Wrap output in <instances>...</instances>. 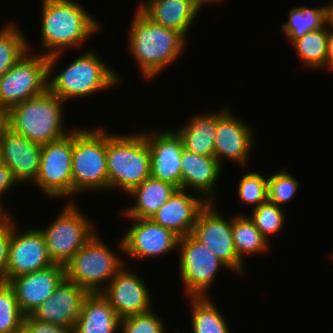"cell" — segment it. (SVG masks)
Masks as SVG:
<instances>
[{
  "instance_id": "cell-12",
  "label": "cell",
  "mask_w": 333,
  "mask_h": 333,
  "mask_svg": "<svg viewBox=\"0 0 333 333\" xmlns=\"http://www.w3.org/2000/svg\"><path fill=\"white\" fill-rule=\"evenodd\" d=\"M215 204L208 203L199 212L191 235L208 247L230 268V271L244 276L246 266L236 253L232 232V217L230 220L226 219Z\"/></svg>"
},
{
  "instance_id": "cell-41",
  "label": "cell",
  "mask_w": 333,
  "mask_h": 333,
  "mask_svg": "<svg viewBox=\"0 0 333 333\" xmlns=\"http://www.w3.org/2000/svg\"><path fill=\"white\" fill-rule=\"evenodd\" d=\"M325 69H327V71L333 70V32L329 33L328 52Z\"/></svg>"
},
{
  "instance_id": "cell-32",
  "label": "cell",
  "mask_w": 333,
  "mask_h": 333,
  "mask_svg": "<svg viewBox=\"0 0 333 333\" xmlns=\"http://www.w3.org/2000/svg\"><path fill=\"white\" fill-rule=\"evenodd\" d=\"M250 212L248 217L268 242L271 240L269 238L277 235L286 224L284 209L268 200L260 206L252 208Z\"/></svg>"
},
{
  "instance_id": "cell-43",
  "label": "cell",
  "mask_w": 333,
  "mask_h": 333,
  "mask_svg": "<svg viewBox=\"0 0 333 333\" xmlns=\"http://www.w3.org/2000/svg\"><path fill=\"white\" fill-rule=\"evenodd\" d=\"M192 3L198 8V10H202V7L205 5H210V4H219L220 2H224V0H191Z\"/></svg>"
},
{
  "instance_id": "cell-14",
  "label": "cell",
  "mask_w": 333,
  "mask_h": 333,
  "mask_svg": "<svg viewBox=\"0 0 333 333\" xmlns=\"http://www.w3.org/2000/svg\"><path fill=\"white\" fill-rule=\"evenodd\" d=\"M133 223L121 236L123 256L139 260L177 252L179 237L151 218H127Z\"/></svg>"
},
{
  "instance_id": "cell-23",
  "label": "cell",
  "mask_w": 333,
  "mask_h": 333,
  "mask_svg": "<svg viewBox=\"0 0 333 333\" xmlns=\"http://www.w3.org/2000/svg\"><path fill=\"white\" fill-rule=\"evenodd\" d=\"M137 7L154 23L177 31L185 39L201 13L191 0H141Z\"/></svg>"
},
{
  "instance_id": "cell-34",
  "label": "cell",
  "mask_w": 333,
  "mask_h": 333,
  "mask_svg": "<svg viewBox=\"0 0 333 333\" xmlns=\"http://www.w3.org/2000/svg\"><path fill=\"white\" fill-rule=\"evenodd\" d=\"M236 192L241 205L256 208L268 200V177L259 172H247L241 177Z\"/></svg>"
},
{
  "instance_id": "cell-22",
  "label": "cell",
  "mask_w": 333,
  "mask_h": 333,
  "mask_svg": "<svg viewBox=\"0 0 333 333\" xmlns=\"http://www.w3.org/2000/svg\"><path fill=\"white\" fill-rule=\"evenodd\" d=\"M207 204L201 196L177 189L151 219L182 238L191 234L199 212Z\"/></svg>"
},
{
  "instance_id": "cell-27",
  "label": "cell",
  "mask_w": 333,
  "mask_h": 333,
  "mask_svg": "<svg viewBox=\"0 0 333 333\" xmlns=\"http://www.w3.org/2000/svg\"><path fill=\"white\" fill-rule=\"evenodd\" d=\"M234 246L239 259L245 264V257L265 254L270 244L256 228L247 213L232 216Z\"/></svg>"
},
{
  "instance_id": "cell-11",
  "label": "cell",
  "mask_w": 333,
  "mask_h": 333,
  "mask_svg": "<svg viewBox=\"0 0 333 333\" xmlns=\"http://www.w3.org/2000/svg\"><path fill=\"white\" fill-rule=\"evenodd\" d=\"M28 52L0 78V106L14 105L48 90L47 56Z\"/></svg>"
},
{
  "instance_id": "cell-30",
  "label": "cell",
  "mask_w": 333,
  "mask_h": 333,
  "mask_svg": "<svg viewBox=\"0 0 333 333\" xmlns=\"http://www.w3.org/2000/svg\"><path fill=\"white\" fill-rule=\"evenodd\" d=\"M288 21L283 23L282 31L292 44L307 32L322 28L327 20V3L321 7L294 6L289 10Z\"/></svg>"
},
{
  "instance_id": "cell-8",
  "label": "cell",
  "mask_w": 333,
  "mask_h": 333,
  "mask_svg": "<svg viewBox=\"0 0 333 333\" xmlns=\"http://www.w3.org/2000/svg\"><path fill=\"white\" fill-rule=\"evenodd\" d=\"M67 201L69 203L57 218L45 227H38L45 238L50 259L63 266L98 231L73 199Z\"/></svg>"
},
{
  "instance_id": "cell-35",
  "label": "cell",
  "mask_w": 333,
  "mask_h": 333,
  "mask_svg": "<svg viewBox=\"0 0 333 333\" xmlns=\"http://www.w3.org/2000/svg\"><path fill=\"white\" fill-rule=\"evenodd\" d=\"M300 187L299 179L284 167L281 171L268 176V201L282 207L290 203Z\"/></svg>"
},
{
  "instance_id": "cell-16",
  "label": "cell",
  "mask_w": 333,
  "mask_h": 333,
  "mask_svg": "<svg viewBox=\"0 0 333 333\" xmlns=\"http://www.w3.org/2000/svg\"><path fill=\"white\" fill-rule=\"evenodd\" d=\"M146 131L150 150V176L182 189V139L174 129Z\"/></svg>"
},
{
  "instance_id": "cell-5",
  "label": "cell",
  "mask_w": 333,
  "mask_h": 333,
  "mask_svg": "<svg viewBox=\"0 0 333 333\" xmlns=\"http://www.w3.org/2000/svg\"><path fill=\"white\" fill-rule=\"evenodd\" d=\"M64 103L49 90L27 99L9 109V128L40 145L62 138L73 130L65 126Z\"/></svg>"
},
{
  "instance_id": "cell-13",
  "label": "cell",
  "mask_w": 333,
  "mask_h": 333,
  "mask_svg": "<svg viewBox=\"0 0 333 333\" xmlns=\"http://www.w3.org/2000/svg\"><path fill=\"white\" fill-rule=\"evenodd\" d=\"M18 225L16 218L11 217L6 282L14 277L32 273L54 264L49 257L41 230L35 227L21 229L17 227Z\"/></svg>"
},
{
  "instance_id": "cell-21",
  "label": "cell",
  "mask_w": 333,
  "mask_h": 333,
  "mask_svg": "<svg viewBox=\"0 0 333 333\" xmlns=\"http://www.w3.org/2000/svg\"><path fill=\"white\" fill-rule=\"evenodd\" d=\"M215 156H203L183 148L181 155L182 189L201 196L207 203H216L215 196L221 170ZM216 189V190H215Z\"/></svg>"
},
{
  "instance_id": "cell-25",
  "label": "cell",
  "mask_w": 333,
  "mask_h": 333,
  "mask_svg": "<svg viewBox=\"0 0 333 333\" xmlns=\"http://www.w3.org/2000/svg\"><path fill=\"white\" fill-rule=\"evenodd\" d=\"M121 318L101 293H89L82 304L74 333H116Z\"/></svg>"
},
{
  "instance_id": "cell-36",
  "label": "cell",
  "mask_w": 333,
  "mask_h": 333,
  "mask_svg": "<svg viewBox=\"0 0 333 333\" xmlns=\"http://www.w3.org/2000/svg\"><path fill=\"white\" fill-rule=\"evenodd\" d=\"M153 309L149 312L121 318L122 333H166L164 320L156 315Z\"/></svg>"
},
{
  "instance_id": "cell-39",
  "label": "cell",
  "mask_w": 333,
  "mask_h": 333,
  "mask_svg": "<svg viewBox=\"0 0 333 333\" xmlns=\"http://www.w3.org/2000/svg\"><path fill=\"white\" fill-rule=\"evenodd\" d=\"M18 183L15 181L14 177L12 176L11 170L0 161V213L4 217H12L11 213L6 211V207L2 202V197L4 194L10 192L13 189V186L16 187Z\"/></svg>"
},
{
  "instance_id": "cell-45",
  "label": "cell",
  "mask_w": 333,
  "mask_h": 333,
  "mask_svg": "<svg viewBox=\"0 0 333 333\" xmlns=\"http://www.w3.org/2000/svg\"><path fill=\"white\" fill-rule=\"evenodd\" d=\"M3 218H4V216L0 213V220L3 219Z\"/></svg>"
},
{
  "instance_id": "cell-18",
  "label": "cell",
  "mask_w": 333,
  "mask_h": 333,
  "mask_svg": "<svg viewBox=\"0 0 333 333\" xmlns=\"http://www.w3.org/2000/svg\"><path fill=\"white\" fill-rule=\"evenodd\" d=\"M42 145L8 128L0 139V161L18 185L34 183L39 172ZM22 183V184H21Z\"/></svg>"
},
{
  "instance_id": "cell-7",
  "label": "cell",
  "mask_w": 333,
  "mask_h": 333,
  "mask_svg": "<svg viewBox=\"0 0 333 333\" xmlns=\"http://www.w3.org/2000/svg\"><path fill=\"white\" fill-rule=\"evenodd\" d=\"M73 196L85 191L108 190L106 129L73 128Z\"/></svg>"
},
{
  "instance_id": "cell-29",
  "label": "cell",
  "mask_w": 333,
  "mask_h": 333,
  "mask_svg": "<svg viewBox=\"0 0 333 333\" xmlns=\"http://www.w3.org/2000/svg\"><path fill=\"white\" fill-rule=\"evenodd\" d=\"M186 299L191 307L192 333H231L229 324L211 297Z\"/></svg>"
},
{
  "instance_id": "cell-15",
  "label": "cell",
  "mask_w": 333,
  "mask_h": 333,
  "mask_svg": "<svg viewBox=\"0 0 333 333\" xmlns=\"http://www.w3.org/2000/svg\"><path fill=\"white\" fill-rule=\"evenodd\" d=\"M125 265L100 292L120 318L152 310V294L143 277Z\"/></svg>"
},
{
  "instance_id": "cell-44",
  "label": "cell",
  "mask_w": 333,
  "mask_h": 333,
  "mask_svg": "<svg viewBox=\"0 0 333 333\" xmlns=\"http://www.w3.org/2000/svg\"><path fill=\"white\" fill-rule=\"evenodd\" d=\"M10 333H29L24 325Z\"/></svg>"
},
{
  "instance_id": "cell-17",
  "label": "cell",
  "mask_w": 333,
  "mask_h": 333,
  "mask_svg": "<svg viewBox=\"0 0 333 333\" xmlns=\"http://www.w3.org/2000/svg\"><path fill=\"white\" fill-rule=\"evenodd\" d=\"M228 109L218 120L215 134L214 156L222 165L225 160L247 166L255 139L251 126L233 115Z\"/></svg>"
},
{
  "instance_id": "cell-4",
  "label": "cell",
  "mask_w": 333,
  "mask_h": 333,
  "mask_svg": "<svg viewBox=\"0 0 333 333\" xmlns=\"http://www.w3.org/2000/svg\"><path fill=\"white\" fill-rule=\"evenodd\" d=\"M106 159L108 191L117 189L128 194L150 176L146 130L121 135L106 129Z\"/></svg>"
},
{
  "instance_id": "cell-38",
  "label": "cell",
  "mask_w": 333,
  "mask_h": 333,
  "mask_svg": "<svg viewBox=\"0 0 333 333\" xmlns=\"http://www.w3.org/2000/svg\"><path fill=\"white\" fill-rule=\"evenodd\" d=\"M23 325L29 333H74L72 328L41 322L30 315L25 316Z\"/></svg>"
},
{
  "instance_id": "cell-10",
  "label": "cell",
  "mask_w": 333,
  "mask_h": 333,
  "mask_svg": "<svg viewBox=\"0 0 333 333\" xmlns=\"http://www.w3.org/2000/svg\"><path fill=\"white\" fill-rule=\"evenodd\" d=\"M73 130L42 145L38 176L33 185L49 199L73 198Z\"/></svg>"
},
{
  "instance_id": "cell-3",
  "label": "cell",
  "mask_w": 333,
  "mask_h": 333,
  "mask_svg": "<svg viewBox=\"0 0 333 333\" xmlns=\"http://www.w3.org/2000/svg\"><path fill=\"white\" fill-rule=\"evenodd\" d=\"M128 31V49L145 80H153L181 57L186 39L154 23L138 7Z\"/></svg>"
},
{
  "instance_id": "cell-37",
  "label": "cell",
  "mask_w": 333,
  "mask_h": 333,
  "mask_svg": "<svg viewBox=\"0 0 333 333\" xmlns=\"http://www.w3.org/2000/svg\"><path fill=\"white\" fill-rule=\"evenodd\" d=\"M11 239V217L0 220V283L6 282L9 243Z\"/></svg>"
},
{
  "instance_id": "cell-31",
  "label": "cell",
  "mask_w": 333,
  "mask_h": 333,
  "mask_svg": "<svg viewBox=\"0 0 333 333\" xmlns=\"http://www.w3.org/2000/svg\"><path fill=\"white\" fill-rule=\"evenodd\" d=\"M0 29V78L25 54L31 51V43L18 24L9 22Z\"/></svg>"
},
{
  "instance_id": "cell-28",
  "label": "cell",
  "mask_w": 333,
  "mask_h": 333,
  "mask_svg": "<svg viewBox=\"0 0 333 333\" xmlns=\"http://www.w3.org/2000/svg\"><path fill=\"white\" fill-rule=\"evenodd\" d=\"M329 27L327 23L320 29L307 32L291 45L303 67L308 69H324L328 52Z\"/></svg>"
},
{
  "instance_id": "cell-33",
  "label": "cell",
  "mask_w": 333,
  "mask_h": 333,
  "mask_svg": "<svg viewBox=\"0 0 333 333\" xmlns=\"http://www.w3.org/2000/svg\"><path fill=\"white\" fill-rule=\"evenodd\" d=\"M25 315L17 303L14 289L0 283V333H10L23 325Z\"/></svg>"
},
{
  "instance_id": "cell-42",
  "label": "cell",
  "mask_w": 333,
  "mask_h": 333,
  "mask_svg": "<svg viewBox=\"0 0 333 333\" xmlns=\"http://www.w3.org/2000/svg\"><path fill=\"white\" fill-rule=\"evenodd\" d=\"M326 23L330 32H333V0L327 4V20Z\"/></svg>"
},
{
  "instance_id": "cell-24",
  "label": "cell",
  "mask_w": 333,
  "mask_h": 333,
  "mask_svg": "<svg viewBox=\"0 0 333 333\" xmlns=\"http://www.w3.org/2000/svg\"><path fill=\"white\" fill-rule=\"evenodd\" d=\"M229 109L216 112L195 113L185 122L186 125L173 129L182 139L184 149L203 156H214L217 120Z\"/></svg>"
},
{
  "instance_id": "cell-20",
  "label": "cell",
  "mask_w": 333,
  "mask_h": 333,
  "mask_svg": "<svg viewBox=\"0 0 333 333\" xmlns=\"http://www.w3.org/2000/svg\"><path fill=\"white\" fill-rule=\"evenodd\" d=\"M64 278V266L53 264L35 272L14 277L8 283L14 289L22 313L27 316L51 296Z\"/></svg>"
},
{
  "instance_id": "cell-6",
  "label": "cell",
  "mask_w": 333,
  "mask_h": 333,
  "mask_svg": "<svg viewBox=\"0 0 333 333\" xmlns=\"http://www.w3.org/2000/svg\"><path fill=\"white\" fill-rule=\"evenodd\" d=\"M97 233L64 265L65 278L88 293H100L126 263L121 238L114 251Z\"/></svg>"
},
{
  "instance_id": "cell-19",
  "label": "cell",
  "mask_w": 333,
  "mask_h": 333,
  "mask_svg": "<svg viewBox=\"0 0 333 333\" xmlns=\"http://www.w3.org/2000/svg\"><path fill=\"white\" fill-rule=\"evenodd\" d=\"M88 294L85 289L64 278L51 296L30 316L51 325L74 329L83 301Z\"/></svg>"
},
{
  "instance_id": "cell-9",
  "label": "cell",
  "mask_w": 333,
  "mask_h": 333,
  "mask_svg": "<svg viewBox=\"0 0 333 333\" xmlns=\"http://www.w3.org/2000/svg\"><path fill=\"white\" fill-rule=\"evenodd\" d=\"M177 253L179 277L186 297H210L209 289L211 290L217 274L219 275L218 272L221 269L230 270L191 234L179 238Z\"/></svg>"
},
{
  "instance_id": "cell-40",
  "label": "cell",
  "mask_w": 333,
  "mask_h": 333,
  "mask_svg": "<svg viewBox=\"0 0 333 333\" xmlns=\"http://www.w3.org/2000/svg\"><path fill=\"white\" fill-rule=\"evenodd\" d=\"M9 128V109L0 106V139Z\"/></svg>"
},
{
  "instance_id": "cell-26",
  "label": "cell",
  "mask_w": 333,
  "mask_h": 333,
  "mask_svg": "<svg viewBox=\"0 0 333 333\" xmlns=\"http://www.w3.org/2000/svg\"><path fill=\"white\" fill-rule=\"evenodd\" d=\"M178 188L171 183L149 176L127 195L135 200L134 205L122 209L125 218H152Z\"/></svg>"
},
{
  "instance_id": "cell-2",
  "label": "cell",
  "mask_w": 333,
  "mask_h": 333,
  "mask_svg": "<svg viewBox=\"0 0 333 333\" xmlns=\"http://www.w3.org/2000/svg\"><path fill=\"white\" fill-rule=\"evenodd\" d=\"M41 50L49 56L67 49H81L87 39L102 30V22L75 0H42Z\"/></svg>"
},
{
  "instance_id": "cell-1",
  "label": "cell",
  "mask_w": 333,
  "mask_h": 333,
  "mask_svg": "<svg viewBox=\"0 0 333 333\" xmlns=\"http://www.w3.org/2000/svg\"><path fill=\"white\" fill-rule=\"evenodd\" d=\"M67 52L47 56L48 90L65 103L120 86L124 81L110 64L92 49H86L68 66L56 72L57 62ZM100 57V58H99ZM54 72V73H53ZM56 72V73H55ZM67 101V102H66Z\"/></svg>"
}]
</instances>
